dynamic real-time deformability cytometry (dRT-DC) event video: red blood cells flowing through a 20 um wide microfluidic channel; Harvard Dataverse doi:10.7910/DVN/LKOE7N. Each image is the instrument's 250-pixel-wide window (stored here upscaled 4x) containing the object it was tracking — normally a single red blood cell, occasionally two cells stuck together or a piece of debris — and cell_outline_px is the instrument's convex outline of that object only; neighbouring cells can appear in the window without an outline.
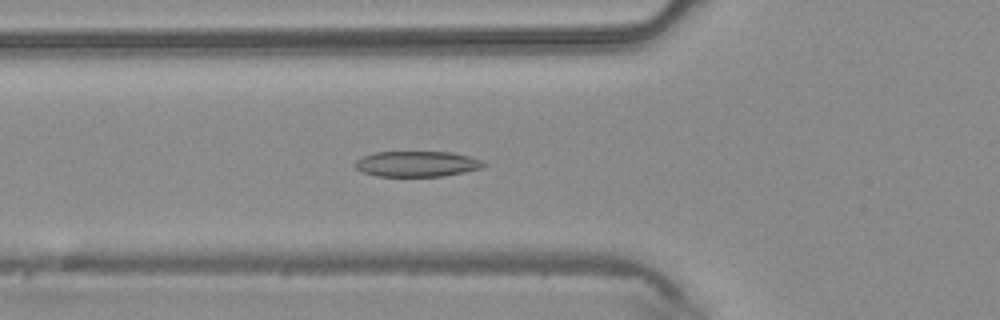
{"species": "common noctule bat (a hibernating species)", "species_latin": "Nyctalus noctula", "temperature_condition": "warm", "stored_images_in_passage": 45, "camera_frame_rate_fps": 3000, "um_per_image_px": 0.085, "animal": {"sex": "male", "body_mass_g": 20.4}, "frame": {"image": 1, "passage_image": 16, "time_ms": 5.0, "image_size_px": [1000, 320], "cell_outline_px": [[488, 164], [484, 168], [444, 176], [376, 176], [364, 172], [356, 168], [352, 164], [356, 160], [364, 156], [376, 152], [452, 152], [468, 156], [480, 160]], "centroid_in_image_um": [35.46, 13.93], "position_along_channel_um": 90.3, "area_um2": 19.19}}
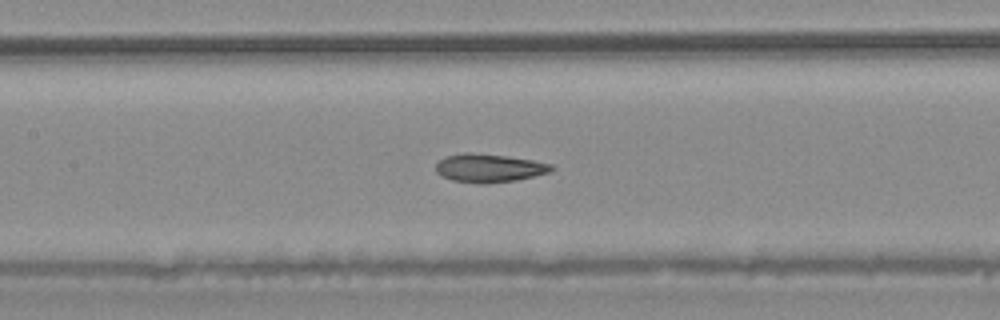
{"frame": {"image": 2, "passage_image": 21, "time_ms": 6.667, "image_size_px": [1000, 320], "cell_outline_px": [[556, 168], [552, 172], [516, 180], [488, 184], [480, 184], [452, 180], [436, 172], [436, 164], [444, 156], [464, 152], [468, 152], [508, 156], [532, 160], [552, 164]], "centroid_in_image_um": [41.6, 14.28], "position_along_channel_um": 165.8, "area_um2": 19.31}}
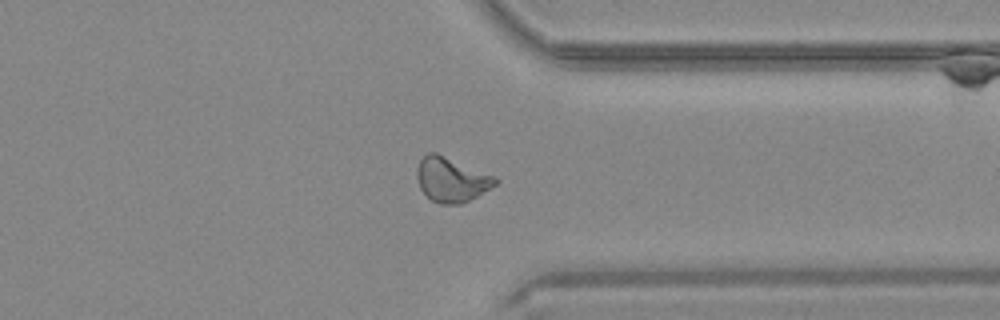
{"frame": {"image": 3, "passage_image": 35, "time_ms": 11.333, "image_size_px": [1000, 320], "cell_outline_px": [[500, 180], [496, 184], [476, 196], [460, 204], [440, 204], [432, 200], [420, 188], [416, 176], [416, 168], [420, 160], [428, 152], [436, 152], [496, 176]], "centroid_in_image_um": [38.36, 15.25], "position_along_channel_um": 373.0, "area_um2": 20.29}}